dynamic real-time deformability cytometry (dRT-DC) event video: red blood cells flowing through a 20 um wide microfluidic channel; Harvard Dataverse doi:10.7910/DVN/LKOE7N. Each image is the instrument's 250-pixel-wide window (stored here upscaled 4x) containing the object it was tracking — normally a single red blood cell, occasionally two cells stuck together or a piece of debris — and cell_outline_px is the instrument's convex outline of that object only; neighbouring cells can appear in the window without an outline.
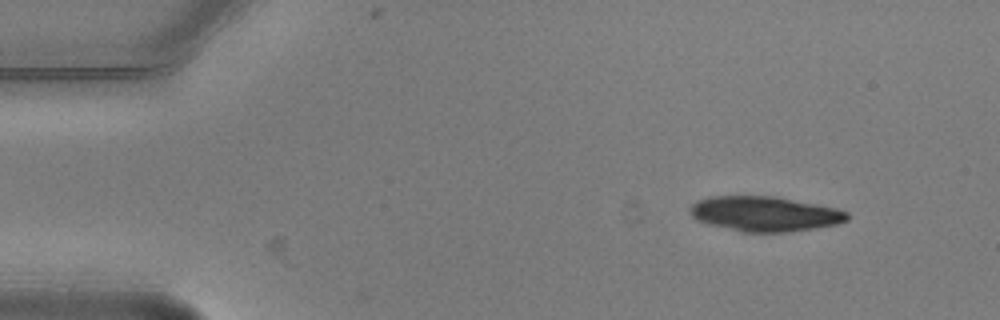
{"species": "common noctule bat (a hibernating species)", "species_latin": "Nyctalus noctula", "temperature_condition": "warm", "stored_images_in_passage": 5, "camera_frame_rate_fps": 3000, "um_per_image_px": 0.085, "animal": {"sex": "male", "body_mass_g": 20.5, "forearm_length_mm": 52.5}, "frame": {"image": 1, "passage_image": 1, "time_ms": 0.0, "image_size_px": [1000, 320], "cell_outline_px": [[848, 220], [836, 224], [788, 232], [740, 232], [708, 224], [696, 220], [688, 212], [688, 208], [692, 204], [700, 200], [712, 196], [776, 196], [836, 208], [848, 212]], "centroid_in_image_um": [64.96, 18.18], "position_along_channel_um": 20.0, "area_um2": 32.02}}